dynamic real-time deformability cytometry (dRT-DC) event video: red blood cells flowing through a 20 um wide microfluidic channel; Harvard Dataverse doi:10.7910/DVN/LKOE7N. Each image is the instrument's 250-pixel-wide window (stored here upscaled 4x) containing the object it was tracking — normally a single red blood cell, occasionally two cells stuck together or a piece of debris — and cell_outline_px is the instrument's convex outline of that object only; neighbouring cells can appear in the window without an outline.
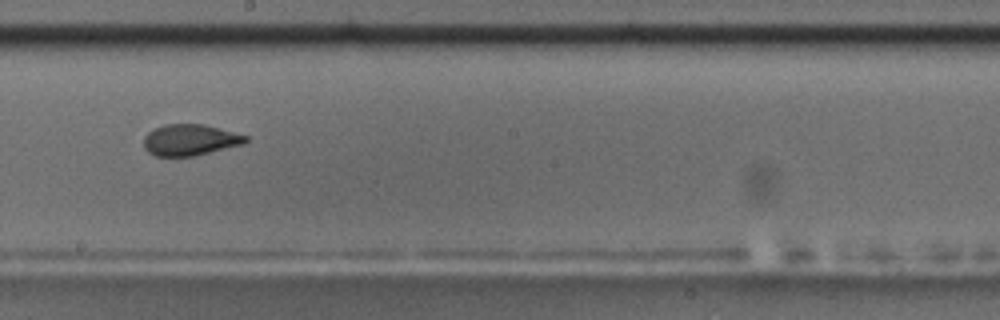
{"species": "common noctule bat (a hibernating species)", "species_latin": "Nyctalus noctula", "temperature_condition": "room temperature", "stored_images_in_passage": 56, "camera_frame_rate_fps": 3000, "um_per_image_px": 0.085, "animal": {"sex": "male", "body_mass_g": 17.5, "forearm_length_mm": 52.3}, "frame": {"image": 1, "passage_image": 32, "time_ms": 10.333, "image_size_px": [1000, 320], "cell_outline_px": [[248, 140], [244, 144], [196, 156], [156, 156], [148, 152], [144, 148], [144, 136], [152, 128], [164, 124], [204, 124], [248, 136]], "centroid_in_image_um": [16.14, 11.89], "position_along_channel_um": 232.1, "area_um2": 18.73}, "authors_computed_cell_mechanics": {"area_um2": 18.9584, "velocity_mm_per_s": 3.6207, "shape_relaxation_time_tau1_ms": 4.8416, "shape_relaxation_time_tau2_ms": 1.3953, "deformation_change_tau1": 0.1695, "deformation_change_tau2": 0.0761}}